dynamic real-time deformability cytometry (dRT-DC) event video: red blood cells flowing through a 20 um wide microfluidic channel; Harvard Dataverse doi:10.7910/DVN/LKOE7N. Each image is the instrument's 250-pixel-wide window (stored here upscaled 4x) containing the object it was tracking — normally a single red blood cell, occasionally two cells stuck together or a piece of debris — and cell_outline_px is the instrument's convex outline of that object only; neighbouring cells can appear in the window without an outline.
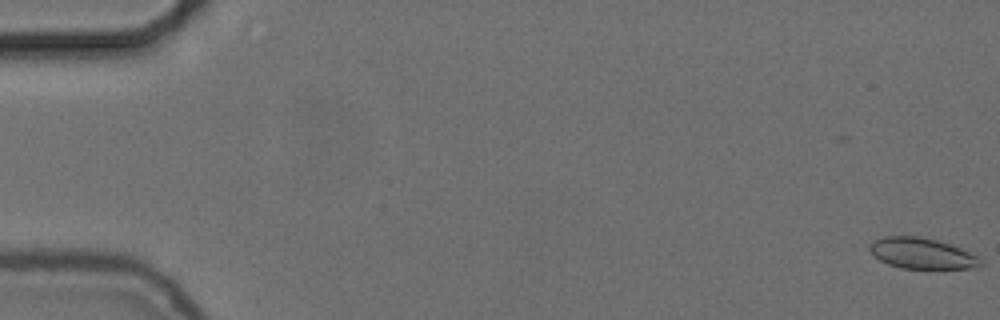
{"species": "common noctule bat (a hibernating species)", "species_latin": "Nyctalus noctula", "temperature_condition": "cold", "stored_images_in_passage": 56, "camera_frame_rate_fps": 3000, "um_per_image_px": 0.085, "animal": {"sex": "female", "body_mass_g": 24.6, "forearm_length_mm": 56.2}, "frame": {"image": 1, "passage_image": 1, "time_ms": 0.0, "image_size_px": [1000, 320], "cell_outline_px": [[984, 264], [976, 268], [900, 268], [888, 264], [880, 260], [868, 248], [868, 244], [872, 240], [884, 236], [920, 236], [936, 240], [960, 248], [976, 256]], "centroid_in_image_um": [78.32, 21.53], "position_along_channel_um": 6.7, "area_um2": 19.77}}
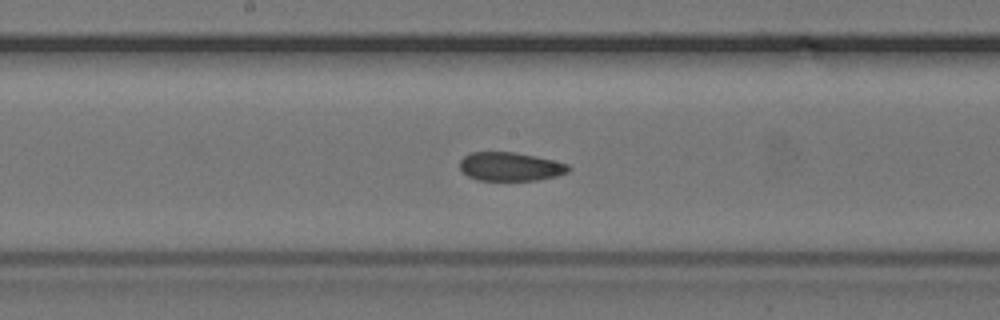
{"frame": {"image": 2, "passage_image": 30, "time_ms": 9.667, "image_size_px": [1000, 320], "cell_outline_px": [[572, 168], [568, 172], [556, 176], [536, 180], [476, 180], [468, 176], [460, 168], [460, 160], [464, 156], [472, 152], [512, 152], [552, 160], [568, 164]], "centroid_in_image_um": [43.37, 14.17], "position_along_channel_um": 204.8, "area_um2": 17.98}}
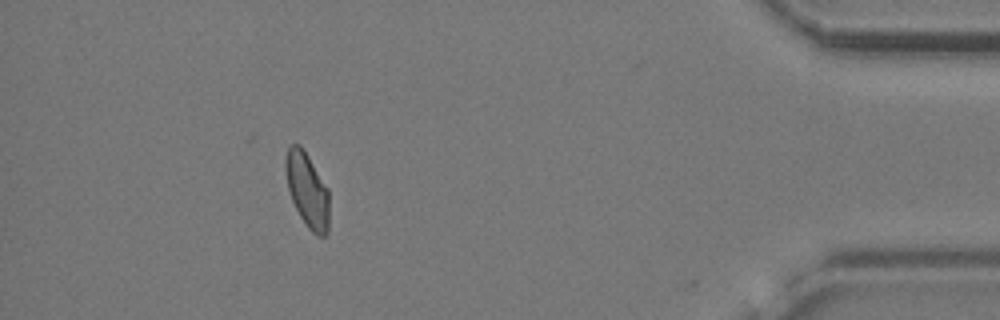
{"frame": {"image": 3, "passage_image": 51, "time_ms": 16.667, "image_size_px": [1000, 320], "cell_outline_px": [[328, 232], [324, 236], [316, 236], [308, 228], [300, 216], [292, 200], [288, 188], [284, 168], [284, 160], [288, 148], [292, 144], [300, 144], [308, 156], [328, 188]], "centroid_in_image_um": [26.1, 16.15], "position_along_channel_um": 409.1, "area_um2": 18.9}, "authors_computed_cell_mechanics": {"area_um2": 19.4497, "velocity_mm_per_s": 3.6934, "shape_relaxation_time_tau1_ms": null, "shape_relaxation_time_tau2_ms": 2.1365, "deformation_change_tau1": null, "deformation_change_tau2": 0.0729}}